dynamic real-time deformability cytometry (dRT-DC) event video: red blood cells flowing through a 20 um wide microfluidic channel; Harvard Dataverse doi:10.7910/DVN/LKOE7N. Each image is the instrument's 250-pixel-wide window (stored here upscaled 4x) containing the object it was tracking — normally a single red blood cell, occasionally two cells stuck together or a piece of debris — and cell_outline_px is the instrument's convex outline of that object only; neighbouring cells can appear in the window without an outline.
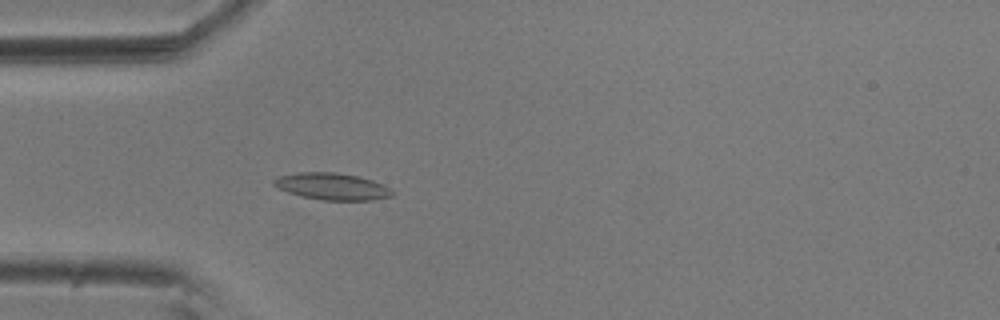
{"species": "common noctule bat (a hibernating species)", "species_latin": "Nyctalus noctula", "temperature_condition": "room temperature", "stored_images_in_passage": 56, "camera_frame_rate_fps": 3000, "um_per_image_px": 0.085, "animal": {"sex": "male", "body_mass_g": 20.5, "forearm_length_mm": 52.5}, "frame": {"image": 1, "passage_image": 16, "time_ms": 5.0, "image_size_px": [1000, 320], "cell_outline_px": [[396, 192], [392, 196], [372, 200], [320, 200], [300, 196], [276, 188], [272, 184], [272, 180], [280, 176], [296, 172], [336, 172], [360, 176], [372, 180]], "centroid_in_image_um": [28.19, 15.84], "position_along_channel_um": 56.8, "area_um2": 18.67}}
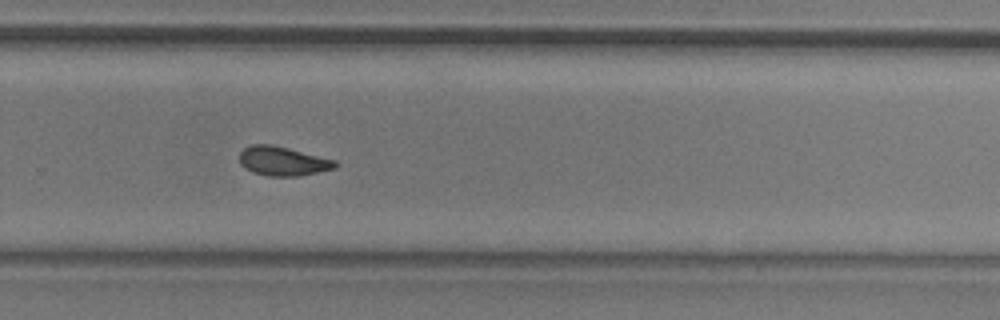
{"frame": {"image": 2, "passage_image": 37, "time_ms": 12.0, "image_size_px": [1000, 320], "cell_outline_px": [[340, 164], [336, 168], [300, 176], [268, 176], [252, 172], [244, 168], [240, 164], [240, 152], [244, 148], [252, 144], [272, 144], [336, 160]], "centroid_in_image_um": [24.05, 13.7], "position_along_channel_um": 305.8, "area_um2": 16.42}}
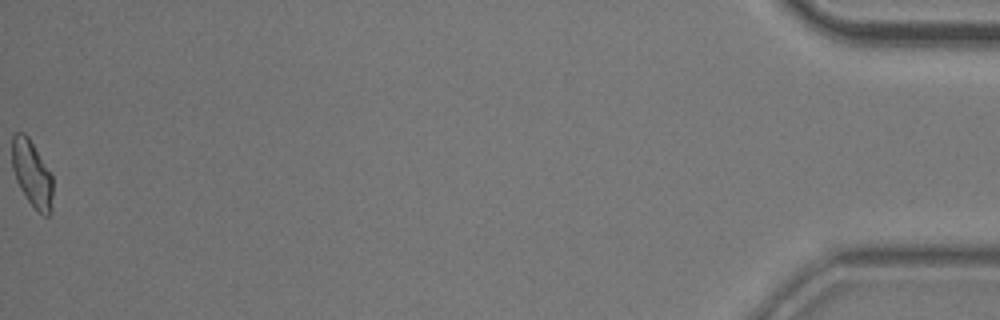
{"frame": {"image": 3, "passage_image": 56, "time_ms": 18.333, "image_size_px": [1000, 320], "cell_outline_px": [[52, 212], [48, 216], [44, 216], [28, 200], [20, 188], [16, 180], [12, 168], [12, 136], [16, 132], [24, 132], [28, 136], [52, 176]], "centroid_in_image_um": [2.71, 14.75], "position_along_channel_um": 432.5, "area_um2": 15.61}, "authors_computed_cell_mechanics": {"area_um2": 16.3574, "velocity_mm_per_s": 3.6108, "shape_relaxation_time_tau1_ms": 6.413, "shape_relaxation_time_tau2_ms": 4.7722, "deformation_change_tau1": 0.1421, "deformation_change_tau2": 0.1064}}